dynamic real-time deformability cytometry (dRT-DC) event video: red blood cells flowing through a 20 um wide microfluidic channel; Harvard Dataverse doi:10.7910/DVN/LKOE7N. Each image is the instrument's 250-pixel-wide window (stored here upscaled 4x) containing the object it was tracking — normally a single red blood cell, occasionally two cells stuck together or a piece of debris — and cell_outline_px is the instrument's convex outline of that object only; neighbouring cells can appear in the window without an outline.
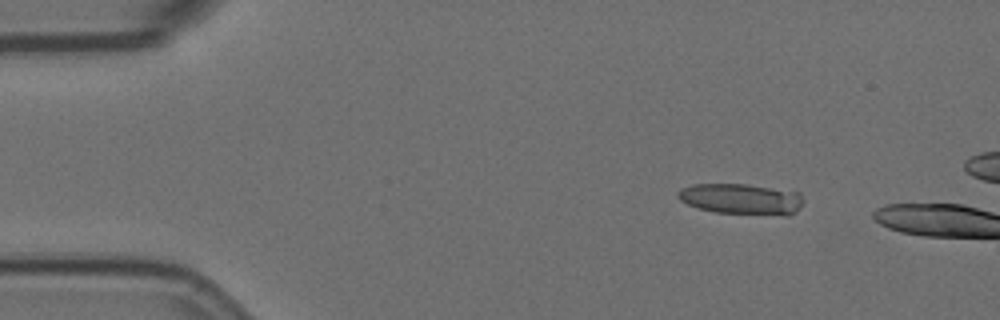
{"species": "Egyptian fruit bat (a non-hibernating species)", "species_latin": "Rousettus aegyptiacus", "temperature_condition": "room temperature", "stored_images_in_passage": 3, "camera_frame_rate_fps": 3000, "um_per_image_px": 0.085, "animal": {"sex": "female"}, "frame": {"image": 1, "passage_image": 2, "time_ms": 0.333, "image_size_px": [1000, 320], "cell_outline_px": [[804, 200], [796, 212], [788, 216], [784, 216], [712, 212], [688, 204], [680, 200], [676, 196], [676, 192], [680, 188], [692, 184], [744, 184], [800, 192]], "centroid_in_image_um": [63.02, 16.92], "position_along_channel_um": 22.0, "area_um2": 22.83}}